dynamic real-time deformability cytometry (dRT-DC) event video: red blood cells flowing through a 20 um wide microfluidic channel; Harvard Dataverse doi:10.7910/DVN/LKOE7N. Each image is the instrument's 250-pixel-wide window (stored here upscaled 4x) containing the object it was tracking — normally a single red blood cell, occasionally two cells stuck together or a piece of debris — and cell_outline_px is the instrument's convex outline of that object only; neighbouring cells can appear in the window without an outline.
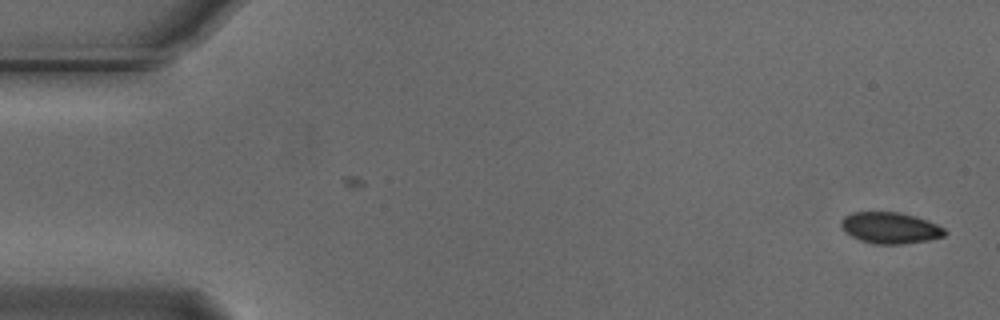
{"species": "Egyptian fruit bat (a non-hibernating species)", "species_latin": "Rousettus aegyptiacus", "temperature_condition": "cold", "stored_images_in_passage": 54, "camera_frame_rate_fps": 3000, "um_per_image_px": 0.085, "animal": {"sex": "male"}, "frame": {"image": 1, "passage_image": 1, "time_ms": 0.0, "image_size_px": [1000, 320], "cell_outline_px": [[948, 232], [944, 236], [928, 240], [904, 244], [872, 244], [860, 240], [844, 232], [840, 224], [840, 220], [844, 216], [852, 212], [900, 212], [916, 216], [936, 224], [944, 228]], "centroid_in_image_um": [75.65, 19.37], "position_along_channel_um": 9.4, "area_um2": 19.07}}
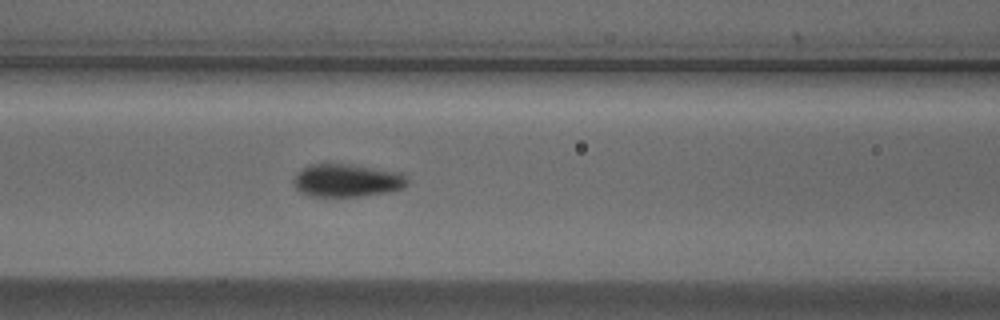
{"frame": {"image": 2, "passage_image": 22, "time_ms": 7.0, "image_size_px": [1000, 320], "cell_outline_px": [[408, 184], [404, 188], [388, 192], [356, 196], [308, 196], [300, 192], [296, 188], [292, 180], [296, 172], [308, 164], [352, 164], [404, 172], [408, 176]], "centroid_in_image_um": [29.51, 15.32], "position_along_channel_um": 137.1, "area_um2": 22.25}}
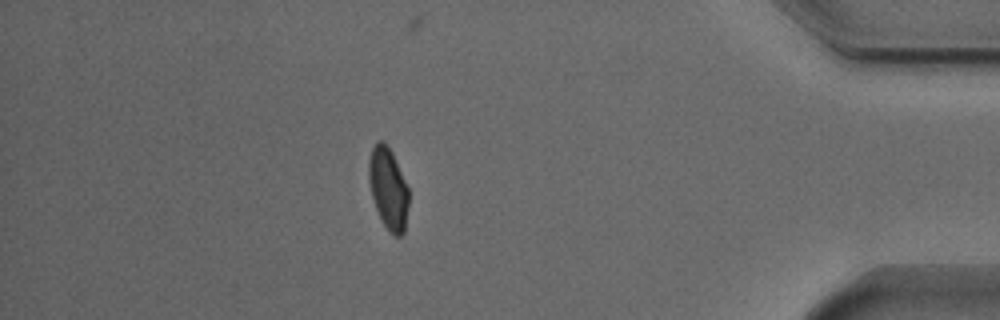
{"frame": {"image": 3, "passage_image": 47, "time_ms": 15.333, "image_size_px": [1000, 320], "cell_outline_px": [[408, 204], [404, 232], [400, 236], [396, 236], [388, 232], [380, 220], [372, 196], [368, 180], [368, 164], [372, 148], [376, 140], [384, 140], [392, 152], [408, 188]], "centroid_in_image_um": [32.98, 16.02], "position_along_channel_um": 402.2, "area_um2": 19.07}, "authors_computed_cell_mechanics": {"area_um2": 20.2011, "velocity_mm_per_s": 3.7294, "shape_relaxation_time_tau1_ms": 3.1982, "shape_relaxation_time_tau2_ms": null, "deformation_change_tau1": 0.1005, "deformation_change_tau2": null}}